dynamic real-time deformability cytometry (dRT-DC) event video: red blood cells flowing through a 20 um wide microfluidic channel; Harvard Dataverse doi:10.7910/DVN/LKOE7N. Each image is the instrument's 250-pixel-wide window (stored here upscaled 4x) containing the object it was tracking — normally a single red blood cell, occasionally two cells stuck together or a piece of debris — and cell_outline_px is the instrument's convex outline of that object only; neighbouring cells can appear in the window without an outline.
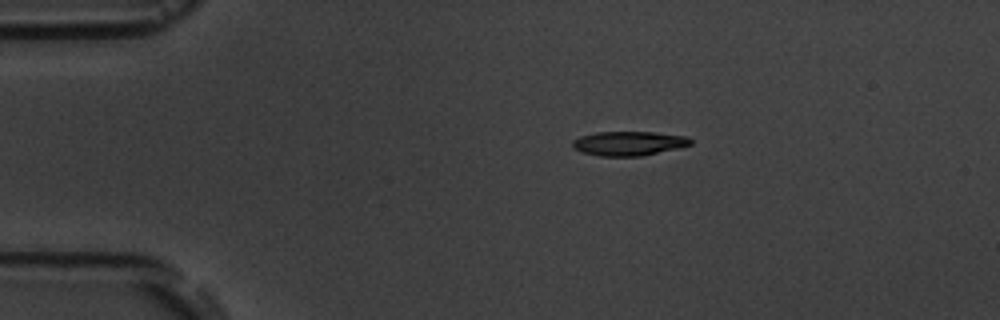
{"species": "common noctule bat (a hibernating species)", "species_latin": "Nyctalus noctula", "temperature_condition": "room temperature", "stored_images_in_passage": 7, "camera_frame_rate_fps": 3000, "um_per_image_px": 0.085, "animal": {"sex": "male", "body_mass_g": 19.5, "forearm_length_mm": 54.6}, "frame": {"image": 1, "passage_image": 3, "time_ms": 2.0, "image_size_px": [1000, 320], "cell_outline_px": [[692, 144], [680, 148], [640, 156], [600, 156], [584, 152], [572, 148], [572, 140], [580, 136], [596, 132], [652, 132], [688, 136], [692, 140]], "centroid_in_image_um": [53.46, 12.18], "position_along_channel_um": 31.5, "area_um2": 16.76}}
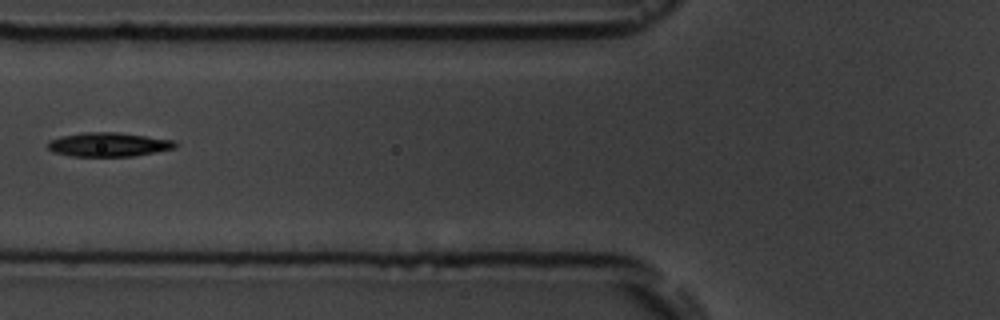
{"frame": {"image": 2, "passage_image": 6, "time_ms": 5.667, "image_size_px": [1000, 320], "cell_outline_px": [[176, 148], [156, 152], [132, 156], [72, 156], [52, 152], [48, 148], [48, 140], [60, 136], [84, 132], [116, 132], [176, 140]], "centroid_in_image_um": [9.21, 12.28], "position_along_channel_um": 116.6, "area_um2": 17.92}}
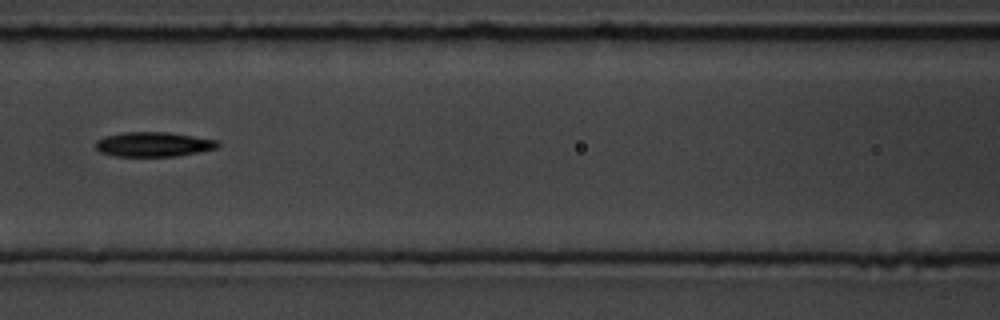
{"frame": {"image": 3, "passage_image": 7, "time_ms": 6.667, "image_size_px": [1000, 320], "cell_outline_px": [[220, 144], [216, 148], [176, 156], [116, 156], [100, 152], [96, 148], [96, 140], [104, 136], [124, 132], [168, 132], [220, 140]], "centroid_in_image_um": [13.04, 12.26], "position_along_channel_um": 153.6, "area_um2": 17.51}}